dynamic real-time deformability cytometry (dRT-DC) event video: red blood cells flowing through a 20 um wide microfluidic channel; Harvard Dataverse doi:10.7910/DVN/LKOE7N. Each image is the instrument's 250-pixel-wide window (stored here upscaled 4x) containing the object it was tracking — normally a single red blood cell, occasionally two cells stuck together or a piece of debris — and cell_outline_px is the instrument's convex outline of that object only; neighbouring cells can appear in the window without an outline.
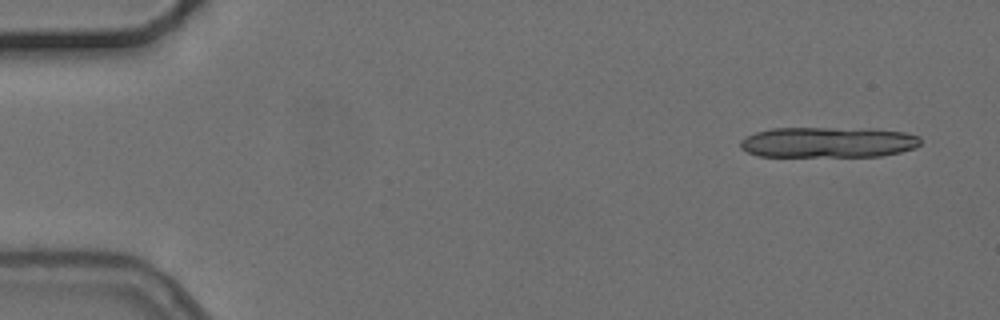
{"species": "common noctule bat (a hibernating species)", "species_latin": "Nyctalus noctula", "temperature_condition": "cold", "stored_images_in_passage": 5, "segment_of_instrument_passage": [1, 2], "camera_frame_rate_fps": 3000, "um_per_image_px": 0.085, "animal": {"sex": "female", "body_mass_g": 24.6, "forearm_length_mm": 56.2}, "frame": {"image": 1, "passage_image": 1, "time_ms": 0.0, "image_size_px": [1000, 320], "cell_outline_px": [[920, 144], [916, 148], [900, 152], [880, 156], [760, 156], [748, 152], [740, 148], [740, 140], [756, 132], [772, 128], [872, 128], [904, 132], [920, 136]], "centroid_in_image_um": [70.42, 12.08], "position_along_channel_um": 14.6, "area_um2": 32.31}}